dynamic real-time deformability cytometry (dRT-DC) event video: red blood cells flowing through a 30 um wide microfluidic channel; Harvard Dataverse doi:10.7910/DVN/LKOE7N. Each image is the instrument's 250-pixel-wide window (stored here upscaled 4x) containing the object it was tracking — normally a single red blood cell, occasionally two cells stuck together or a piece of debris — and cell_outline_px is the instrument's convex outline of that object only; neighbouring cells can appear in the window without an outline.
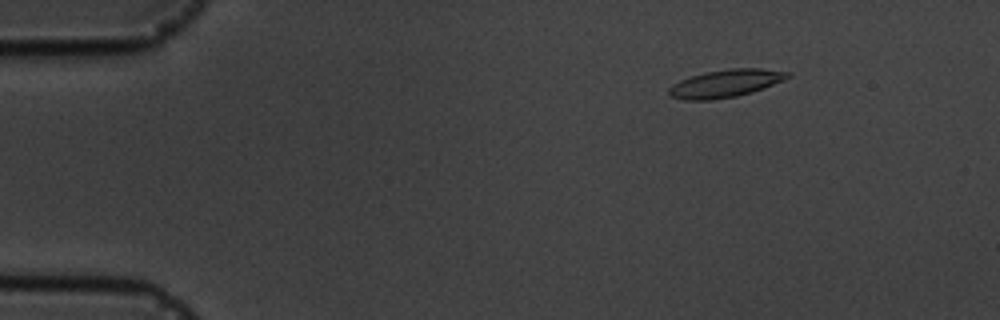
{"species": "common noctule bat (a hibernating species)", "species_latin": "Nyctalus noctula", "temperature_condition": "cold", "stored_images_in_passage": 4, "camera_frame_rate_fps": 3000, "um_per_image_px": 0.085, "animal": {"sex": "male", "body_mass_g": 19.5, "forearm_length_mm": 54.6}, "frame": {"image": 1, "passage_image": 2, "time_ms": 1.333, "image_size_px": [1000, 320], "cell_outline_px": [[792, 76], [784, 80], [764, 88], [752, 92], [736, 96], [712, 100], [684, 100], [672, 96], [668, 92], [668, 88], [672, 84], [680, 80], [704, 72], [728, 68], [760, 68], [792, 72]], "centroid_in_image_um": [61.7, 7.08], "position_along_channel_um": 23.3, "area_um2": 19.31}}
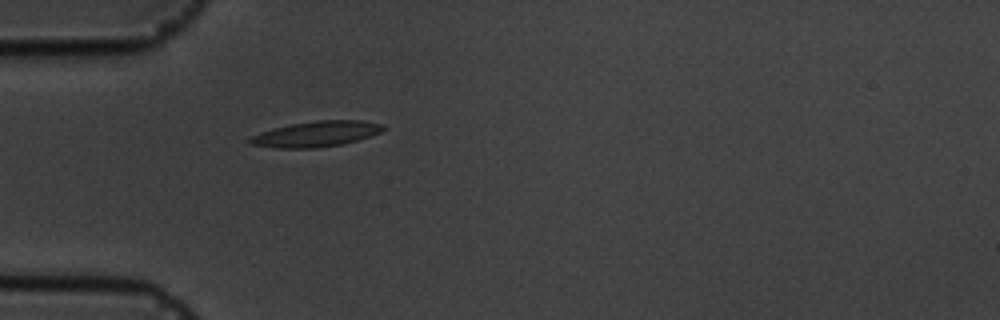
{"frame": {"image": 2, "passage_image": 4, "time_ms": 4.333, "image_size_px": [1000, 320], "cell_outline_px": [[388, 128], [380, 132], [344, 144], [316, 148], [276, 148], [248, 144], [248, 140], [252, 136], [260, 132], [272, 128], [292, 124], [316, 120], [364, 120], [384, 124]], "centroid_in_image_um": [26.88, 11.38], "position_along_channel_um": 58.1, "area_um2": 20.0}}